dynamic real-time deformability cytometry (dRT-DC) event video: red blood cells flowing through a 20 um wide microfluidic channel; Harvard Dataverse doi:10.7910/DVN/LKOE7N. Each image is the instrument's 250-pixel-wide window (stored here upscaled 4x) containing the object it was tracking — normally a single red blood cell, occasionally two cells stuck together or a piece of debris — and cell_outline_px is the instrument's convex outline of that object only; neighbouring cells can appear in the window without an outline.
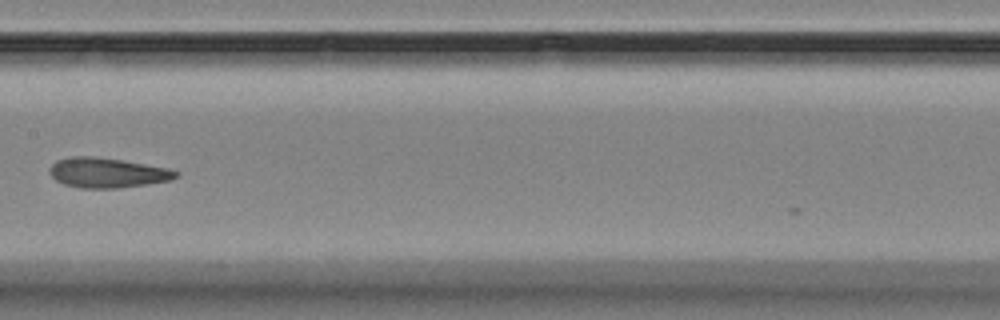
{"species": "Egyptian fruit bat (a non-hibernating species)", "species_latin": "Rousettus aegyptiacus", "temperature_condition": "room temperature", "stored_images_in_passage": 15, "camera_frame_rate_fps": 3000, "um_per_image_px": 0.085, "animal": {"sex": "female"}, "frame": {"image": 1, "passage_image": 7, "time_ms": 8.0, "image_size_px": [1000, 320], "cell_outline_px": [[180, 176], [172, 180], [116, 188], [80, 188], [64, 184], [56, 180], [48, 172], [48, 168], [56, 160], [68, 156], [96, 156], [168, 168], [180, 172]], "centroid_in_image_um": [9.09, 14.67], "position_along_channel_um": 198.3, "area_um2": 22.08}}
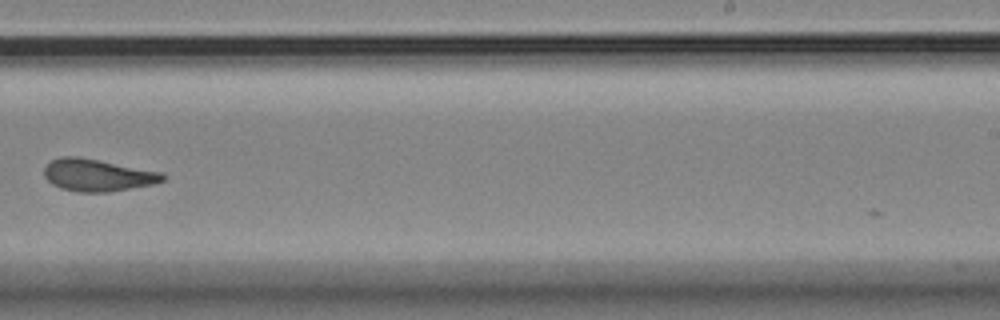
{"frame": {"image": 2, "passage_image": 9, "time_ms": 10.333, "image_size_px": [1000, 320], "cell_outline_px": [[164, 180], [152, 184], [108, 192], [76, 192], [60, 188], [52, 184], [44, 176], [44, 168], [52, 160], [64, 156], [76, 156], [164, 172]], "centroid_in_image_um": [8.28, 14.89], "position_along_channel_um": 280.7, "area_um2": 22.08}}
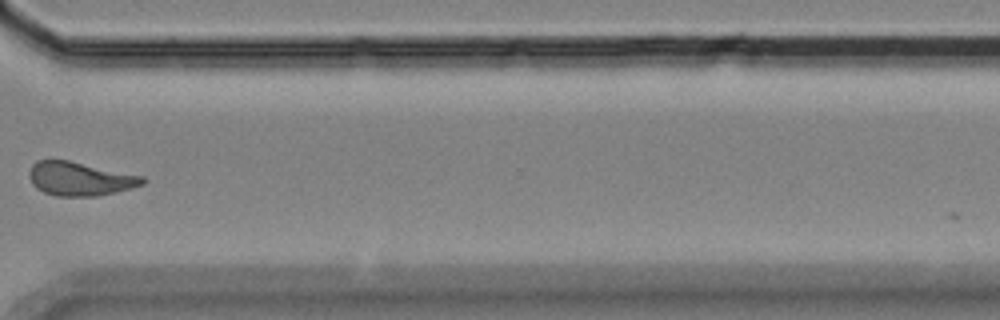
{"frame": {"image": 3, "passage_image": 11, "time_ms": 12.667, "image_size_px": [1000, 320], "cell_outline_px": [[148, 180], [144, 184], [132, 188], [116, 192], [96, 196], [56, 196], [44, 192], [36, 188], [32, 184], [28, 176], [28, 172], [32, 164], [36, 160], [68, 160], [144, 176]], "centroid_in_image_um": [6.8, 15.2], "position_along_channel_um": 363.8, "area_um2": 22.48}, "authors_computed_cell_mechanics": {"area_um2": 22.253, "velocity_mm_per_s": 3.5606, "shape_relaxation_time_tau1_ms": null, "shape_relaxation_time_tau2_ms": 1.152, "deformation_change_tau1": null, "deformation_change_tau2": 0.0759}}